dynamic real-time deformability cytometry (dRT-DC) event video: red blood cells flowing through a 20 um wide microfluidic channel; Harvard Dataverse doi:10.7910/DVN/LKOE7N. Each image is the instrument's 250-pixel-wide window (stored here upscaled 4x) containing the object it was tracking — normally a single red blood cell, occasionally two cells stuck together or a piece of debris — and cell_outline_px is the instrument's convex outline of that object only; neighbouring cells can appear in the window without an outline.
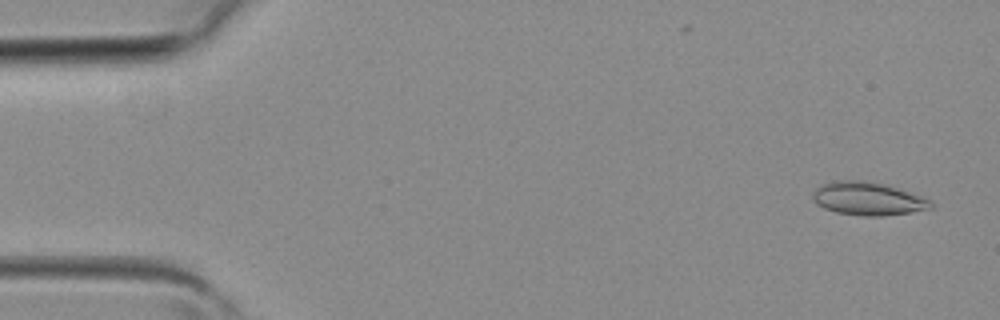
{"species": "common noctule bat (a hibernating species)", "species_latin": "Nyctalus noctula", "temperature_condition": "room temperature", "stored_images_in_passage": 5, "camera_frame_rate_fps": 3000, "um_per_image_px": 0.085, "animal": {"sex": "female", "body_mass_g": 19.3, "forearm_length_mm": 54.1}, "frame": {"image": 1, "passage_image": 1, "time_ms": 0.0, "image_size_px": [1000, 320], "cell_outline_px": [[932, 208], [912, 212], [884, 216], [864, 216], [836, 212], [824, 208], [816, 204], [812, 200], [812, 192], [820, 184], [832, 180], [860, 180], [880, 184], [924, 196], [932, 200]], "centroid_in_image_um": [73.74, 16.89], "position_along_channel_um": 11.3, "area_um2": 22.89}}